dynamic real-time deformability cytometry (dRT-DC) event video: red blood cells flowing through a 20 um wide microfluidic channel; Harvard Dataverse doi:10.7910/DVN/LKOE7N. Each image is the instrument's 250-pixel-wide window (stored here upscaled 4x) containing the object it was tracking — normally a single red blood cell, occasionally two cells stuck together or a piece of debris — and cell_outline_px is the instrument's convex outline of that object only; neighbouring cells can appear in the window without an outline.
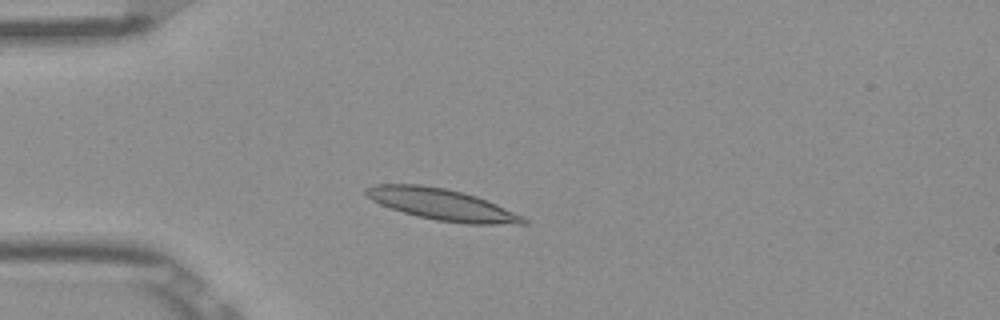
{"species": "Egyptian fruit bat (a non-hibernating species)", "species_latin": "Rousettus aegyptiacus", "temperature_condition": "room temperature", "stored_images_in_passage": 4, "camera_frame_rate_fps": 3000, "um_per_image_px": 0.085, "frame": {"image": 1, "passage_image": 3, "time_ms": 0.667, "image_size_px": [1000, 320], "cell_outline_px": [[528, 224], [464, 224], [436, 220], [416, 216], [380, 204], [372, 200], [364, 192], [364, 188], [376, 184], [420, 184], [444, 188], [476, 196], [496, 204], [524, 216], [528, 220]], "centroid_in_image_um": [37.58, 17.39], "position_along_channel_um": 47.4, "area_um2": 28.67}}